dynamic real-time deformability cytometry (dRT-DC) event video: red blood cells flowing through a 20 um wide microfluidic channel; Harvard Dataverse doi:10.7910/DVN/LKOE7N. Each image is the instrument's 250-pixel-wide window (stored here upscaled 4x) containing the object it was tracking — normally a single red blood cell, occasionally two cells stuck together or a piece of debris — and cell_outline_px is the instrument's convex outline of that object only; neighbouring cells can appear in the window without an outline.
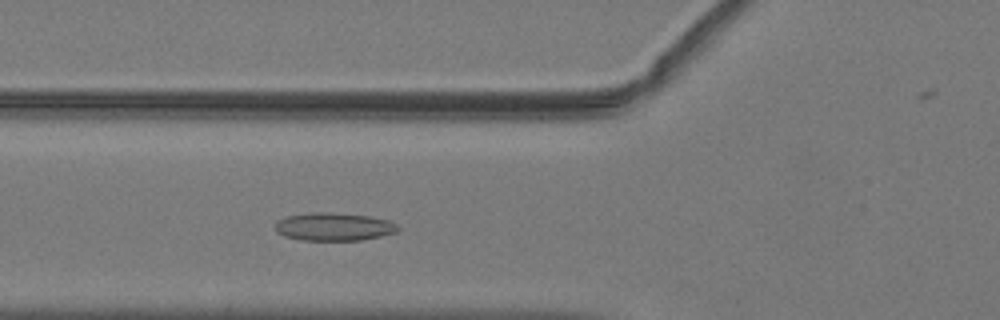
{"species": "common noctule bat (a hibernating species)", "species_latin": "Nyctalus noctula", "temperature_condition": "warm", "stored_images_in_passage": 44, "camera_frame_rate_fps": 3000, "um_per_image_px": 0.085, "animal": {"sex": "male", "body_mass_g": 19.2, "forearm_length_mm": 51.8}, "frame": {"image": 1, "passage_image": 11, "time_ms": 3.333, "image_size_px": [1000, 320], "cell_outline_px": [[400, 228], [396, 232], [380, 236], [360, 240], [300, 240], [284, 236], [276, 232], [276, 220], [284, 216], [308, 212], [332, 212], [368, 216], [388, 220], [396, 224]], "centroid_in_image_um": [28.33, 19.26], "position_along_channel_um": 97.5, "area_um2": 20.17}}
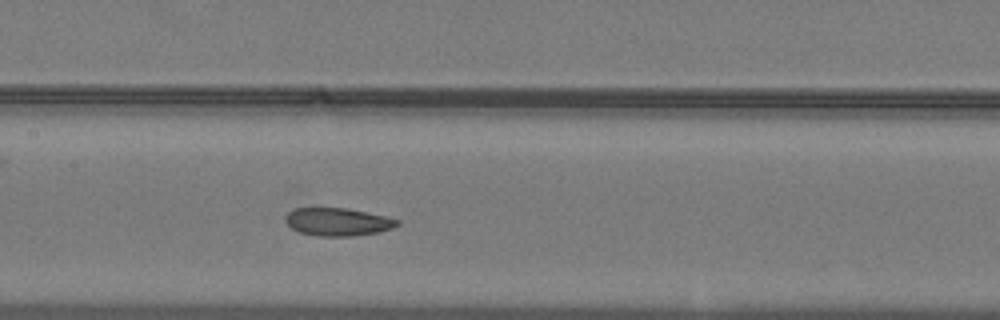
{"frame": {"image": 2, "passage_image": 17, "time_ms": 5.333, "image_size_px": [1000, 320], "cell_outline_px": [[400, 224], [392, 228], [380, 232], [352, 236], [316, 236], [300, 232], [292, 228], [284, 220], [284, 216], [292, 208], [348, 208], [388, 216], [400, 220]], "centroid_in_image_um": [28.73, 18.85], "position_along_channel_um": 178.7, "area_um2": 18.44}}
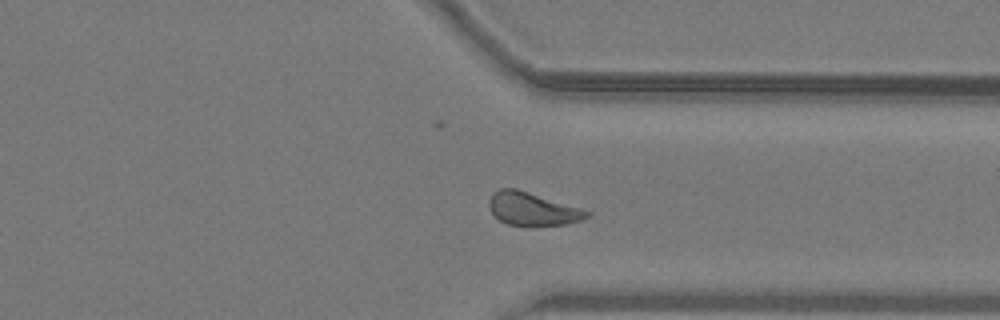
{"frame": {"image": 3, "passage_image": 31, "time_ms": 10.0, "image_size_px": [1000, 320], "cell_outline_px": [[592, 212], [588, 216], [580, 220], [564, 224], [532, 228], [528, 228], [508, 224], [500, 220], [488, 208], [488, 200], [492, 192], [500, 188], [516, 188], [580, 208]], "centroid_in_image_um": [45.21, 17.79], "position_along_channel_um": 366.2, "area_um2": 19.19}, "authors_computed_cell_mechanics": {"area_um2": 18.9873, "velocity_mm_per_s": 4.025, "shape_relaxation_time_tau1_ms": 5.7277, "shape_relaxation_time_tau2_ms": 2.2142, "deformation_change_tau1": 0.149, "deformation_change_tau2": 0.0872}}